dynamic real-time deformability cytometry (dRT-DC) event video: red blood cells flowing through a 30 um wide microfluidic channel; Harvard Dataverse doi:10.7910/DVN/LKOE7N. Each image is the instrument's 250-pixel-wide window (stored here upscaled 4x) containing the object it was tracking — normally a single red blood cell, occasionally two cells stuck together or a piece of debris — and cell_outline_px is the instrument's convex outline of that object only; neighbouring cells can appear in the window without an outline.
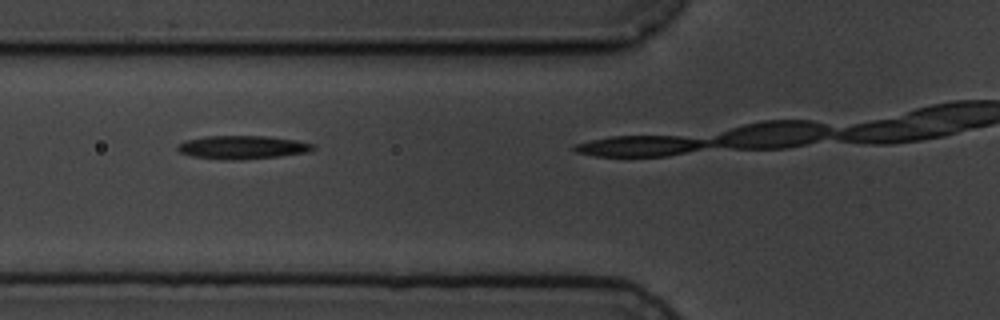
{"species": "common noctule bat (a hibernating species)", "species_latin": "Nyctalus noctula", "temperature_condition": "cold", "stored_images_in_passage": 7, "camera_frame_rate_fps": 3000, "um_per_image_px": 0.085, "animal": {"sex": "male", "body_mass_g": 19.5, "forearm_length_mm": 54.6}, "frame": {"image": 1, "passage_image": 4, "time_ms": 3.667, "image_size_px": [1000, 320], "cell_outline_px": [[316, 148], [312, 152], [280, 156], [240, 160], [192, 156], [180, 152], [176, 148], [184, 140], [204, 136], [268, 136], [296, 140], [316, 144]], "centroid_in_image_um": [20.69, 12.51], "position_along_channel_um": 105.1, "area_um2": 18.5}}